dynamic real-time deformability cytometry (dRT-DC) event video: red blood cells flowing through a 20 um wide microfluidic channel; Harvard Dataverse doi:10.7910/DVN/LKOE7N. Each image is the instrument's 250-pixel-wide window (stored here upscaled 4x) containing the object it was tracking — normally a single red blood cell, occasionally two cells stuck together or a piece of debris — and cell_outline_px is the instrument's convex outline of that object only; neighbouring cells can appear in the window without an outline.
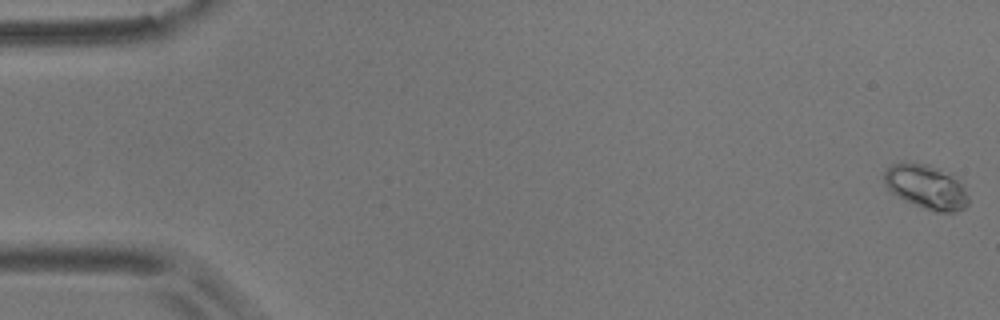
{"species": "common noctule bat (a hibernating species)", "species_latin": "Nyctalus noctula", "temperature_condition": "room temperature", "stored_images_in_passage": 54, "camera_frame_rate_fps": 3000, "um_per_image_px": 0.085, "animal": {"sex": "male", "body_mass_g": 17.9}, "frame": {"image": 1, "passage_image": 1, "time_ms": 0.0, "image_size_px": [1000, 320], "cell_outline_px": [[968, 204], [964, 208], [956, 212], [936, 212], [924, 208], [904, 200], [892, 192], [888, 188], [884, 180], [884, 168], [892, 164], [904, 160], [928, 164], [952, 172], [964, 184], [968, 196]], "centroid_in_image_um": [78.76, 15.83], "position_along_channel_um": 6.2, "area_um2": 22.43}}
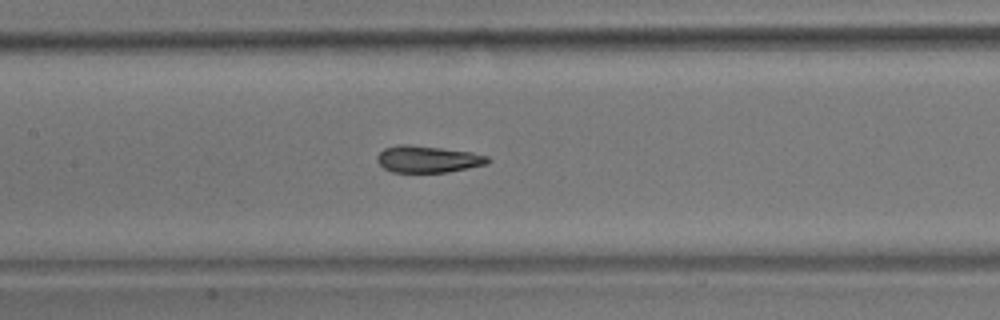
{"frame": {"image": 2, "passage_image": 23, "time_ms": 7.333, "image_size_px": [1000, 320], "cell_outline_px": [[492, 160], [488, 164], [448, 172], [392, 172], [384, 168], [376, 160], [376, 156], [384, 148], [396, 144], [408, 144], [472, 152], [488, 156]], "centroid_in_image_um": [36.37, 13.52], "position_along_channel_um": 171.0, "area_um2": 17.4}}
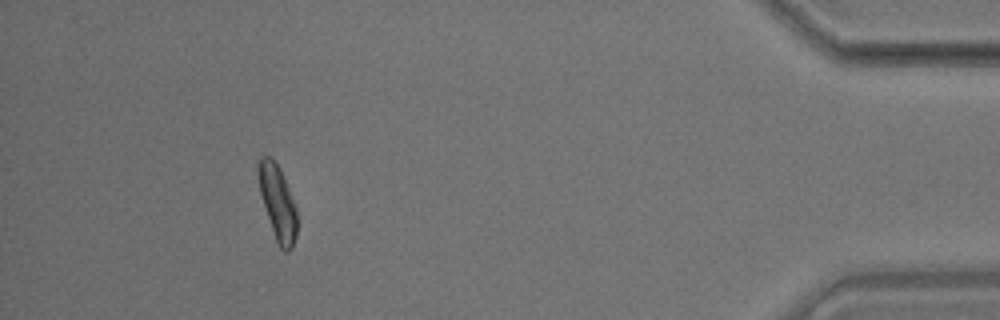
{"frame": {"image": 3, "passage_image": 49, "time_ms": 16.0, "image_size_px": [1000, 320], "cell_outline_px": [[296, 236], [292, 248], [288, 252], [284, 252], [280, 248], [276, 240], [260, 192], [256, 164], [260, 156], [268, 156], [280, 168], [296, 204]], "centroid_in_image_um": [23.6, 17.2], "position_along_channel_um": 411.6, "area_um2": 16.7}, "authors_computed_cell_mechanics": {"area_um2": 17.5134, "velocity_mm_per_s": 3.5291, "shape_relaxation_time_tau1_ms": null, "shape_relaxation_time_tau2_ms": 0.9942, "deformation_change_tau1": null, "deformation_change_tau2": 0.0619}}